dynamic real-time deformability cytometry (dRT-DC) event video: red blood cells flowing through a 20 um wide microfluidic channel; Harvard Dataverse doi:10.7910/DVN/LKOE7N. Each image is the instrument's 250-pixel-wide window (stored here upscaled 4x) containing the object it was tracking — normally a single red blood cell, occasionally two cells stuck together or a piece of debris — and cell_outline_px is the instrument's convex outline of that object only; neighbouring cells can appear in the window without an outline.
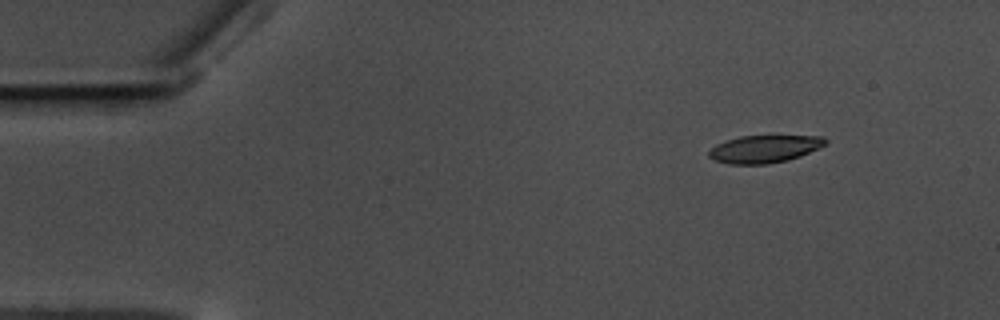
{"species": "common noctule bat (a hibernating species)", "species_latin": "Nyctalus noctula", "temperature_condition": "warm", "stored_images_in_passage": 52, "camera_frame_rate_fps": 3000, "um_per_image_px": 0.085, "animal": {"sex": "male", "body_mass_g": 17.5, "forearm_length_mm": 52.3}, "frame": {"image": 1, "passage_image": 1, "time_ms": 0.0, "image_size_px": [1000, 320], "cell_outline_px": [[828, 144], [820, 148], [800, 156], [788, 160], [768, 164], [728, 164], [716, 160], [708, 156], [708, 152], [716, 144], [724, 140], [740, 136], [824, 136], [828, 140]], "centroid_in_image_um": [65.0, 12.65], "position_along_channel_um": 20.0, "area_um2": 18.84}}
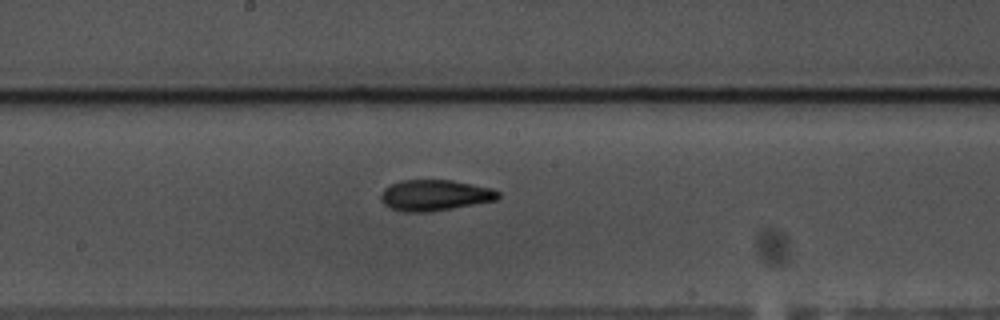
{"frame": {"image": 2, "passage_image": 25, "time_ms": 8.0, "image_size_px": [1000, 320], "cell_outline_px": [[500, 196], [496, 200], [452, 208], [428, 212], [404, 212], [392, 208], [384, 204], [380, 200], [380, 196], [384, 188], [400, 180], [452, 180], [492, 188], [500, 192]], "centroid_in_image_um": [36.95, 16.59], "position_along_channel_um": 211.2, "area_um2": 21.1}}
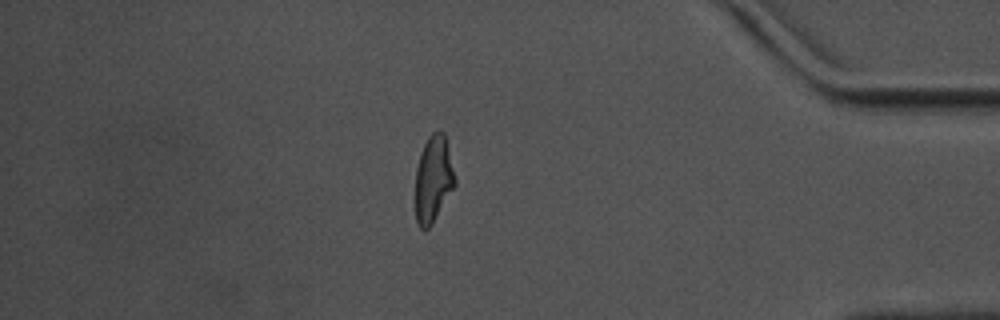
{"frame": {"image": 3, "passage_image": 44, "time_ms": 14.333, "image_size_px": [1000, 320], "cell_outline_px": [[456, 184], [432, 224], [428, 228], [420, 228], [416, 220], [412, 196], [416, 168], [420, 152], [428, 136], [432, 132], [440, 128], [444, 132], [456, 180]], "centroid_in_image_um": [36.77, 15.22], "position_along_channel_um": 398.4, "area_um2": 20.69}, "authors_computed_cell_mechanics": {"area_um2": 20.519, "velocity_mm_per_s": 3.5171, "shape_relaxation_time_tau1_ms": 4.9274, "shape_relaxation_time_tau2_ms": 2.5347, "deformation_change_tau1": 0.183, "deformation_change_tau2": 0.1019}}